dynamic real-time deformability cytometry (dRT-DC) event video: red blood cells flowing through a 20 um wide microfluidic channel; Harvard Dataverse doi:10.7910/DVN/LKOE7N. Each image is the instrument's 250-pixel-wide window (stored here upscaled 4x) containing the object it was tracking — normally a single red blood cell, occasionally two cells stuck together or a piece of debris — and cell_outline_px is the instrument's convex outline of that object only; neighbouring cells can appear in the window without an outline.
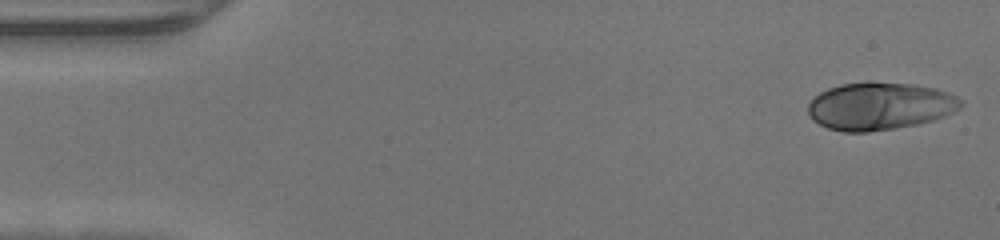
{"species": "human", "species_latin": "Homo sapiens", "temperature_condition": "warm", "stored_images_in_passage": 46, "camera_frame_rate_fps": 3000, "um_per_image_px": 0.085, "donor": {"sex": "male"}, "frame": {"image": 1, "passage_image": 1, "time_ms": 0.0, "image_size_px": [1000, 240], "cell_outline_px": [[964, 104], [960, 108], [944, 116], [932, 120], [916, 124], [896, 128], [868, 132], [844, 132], [828, 128], [812, 120], [808, 116], [808, 104], [820, 92], [828, 88], [840, 84], [872, 80], [912, 84], [936, 88], [948, 92], [964, 100]], "centroid_in_image_um": [74.78, 9.0], "position_along_channel_um": 10.2, "area_um2": 42.89}}
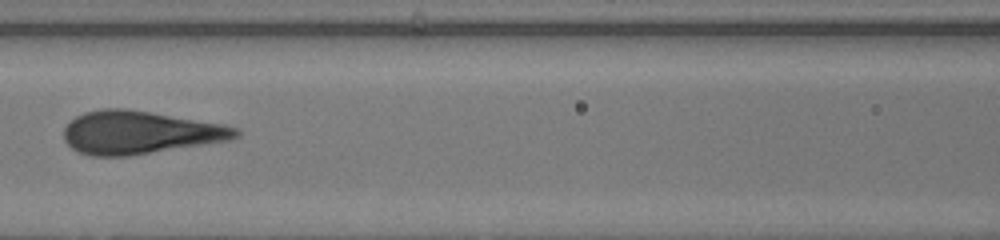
{"frame": {"image": 2, "passage_image": 20, "time_ms": 6.333, "image_size_px": [1000, 240], "cell_outline_px": [[240, 136], [228, 140], [124, 156], [92, 156], [80, 152], [72, 148], [64, 140], [64, 128], [76, 116], [84, 112], [100, 108], [124, 108], [224, 124], [236, 128], [240, 132]], "centroid_in_image_um": [11.84, 11.25], "position_along_channel_um": 154.8, "area_um2": 42.48}}
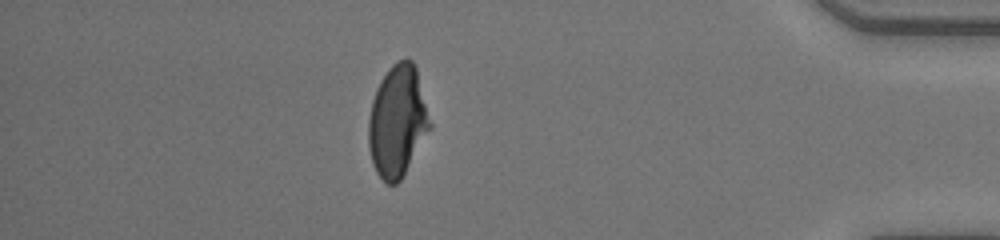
{"frame": {"image": 3, "passage_image": 40, "time_ms": 13.0, "image_size_px": [1000, 240], "cell_outline_px": [[432, 128], [400, 180], [396, 184], [388, 184], [376, 172], [372, 164], [368, 148], [368, 120], [372, 100], [376, 88], [380, 80], [388, 68], [396, 60], [412, 60], [416, 68], [432, 124]], "centroid_in_image_um": [33.78, 10.3], "position_along_channel_um": 401.4, "area_um2": 40.11}}